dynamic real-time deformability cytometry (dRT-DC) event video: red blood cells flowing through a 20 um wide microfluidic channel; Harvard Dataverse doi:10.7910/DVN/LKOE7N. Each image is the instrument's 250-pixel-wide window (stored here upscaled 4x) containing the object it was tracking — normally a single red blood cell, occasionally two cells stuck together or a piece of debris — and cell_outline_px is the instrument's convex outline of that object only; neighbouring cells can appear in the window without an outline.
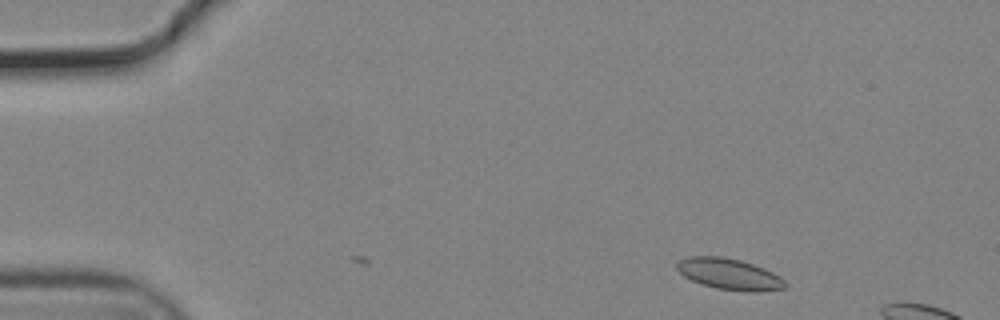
{"species": "common noctule bat (a hibernating species)", "species_latin": "Nyctalus noctula", "temperature_condition": "cold", "stored_images_in_passage": 8, "camera_frame_rate_fps": 3000, "um_per_image_px": 0.085, "animal": {"sex": "male", "body_mass_g": 19.2, "forearm_length_mm": 51.8}, "frame": {"image": 1, "passage_image": 1, "time_ms": 0.0, "image_size_px": [1000, 320], "cell_outline_px": [[788, 288], [752, 292], [716, 288], [700, 284], [684, 276], [676, 268], [676, 264], [680, 260], [688, 256], [720, 256], [740, 260], [764, 268], [780, 276], [788, 284]], "centroid_in_image_um": [62.0, 23.3], "position_along_channel_um": 23.0, "area_um2": 19.65}}